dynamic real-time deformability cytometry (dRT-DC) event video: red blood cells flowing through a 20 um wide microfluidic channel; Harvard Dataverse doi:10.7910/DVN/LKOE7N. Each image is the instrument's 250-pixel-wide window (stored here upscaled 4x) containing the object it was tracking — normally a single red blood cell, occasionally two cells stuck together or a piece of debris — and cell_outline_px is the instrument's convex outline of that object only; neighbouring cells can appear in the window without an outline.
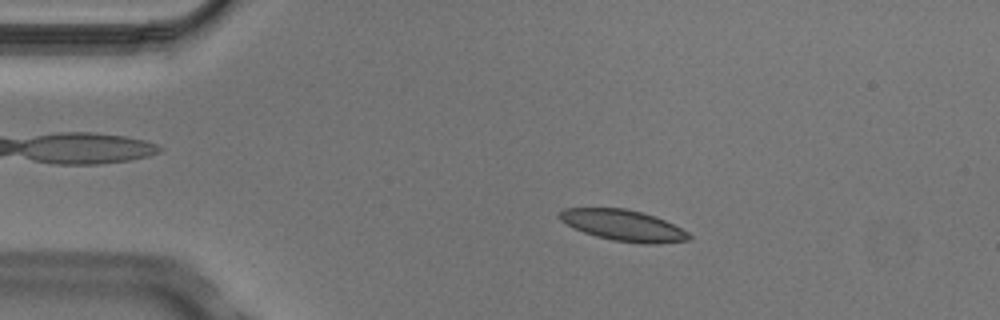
{"species": "Egyptian fruit bat (a non-hibernating species)", "species_latin": "Rousettus aegyptiacus", "temperature_condition": "cold", "stored_images_in_passage": 4, "camera_frame_rate_fps": 3000, "um_per_image_px": 0.085, "animal": {"sex": "male"}, "frame": {"image": 1, "passage_image": 2, "time_ms": 0.333, "image_size_px": [1000, 320], "cell_outline_px": [[692, 236], [688, 240], [656, 244], [644, 244], [612, 240], [596, 236], [584, 232], [560, 220], [556, 216], [564, 208], [624, 208], [640, 212], [664, 220], [688, 232]], "centroid_in_image_um": [52.97, 19.16], "position_along_channel_um": 32.0, "area_um2": 23.12}}
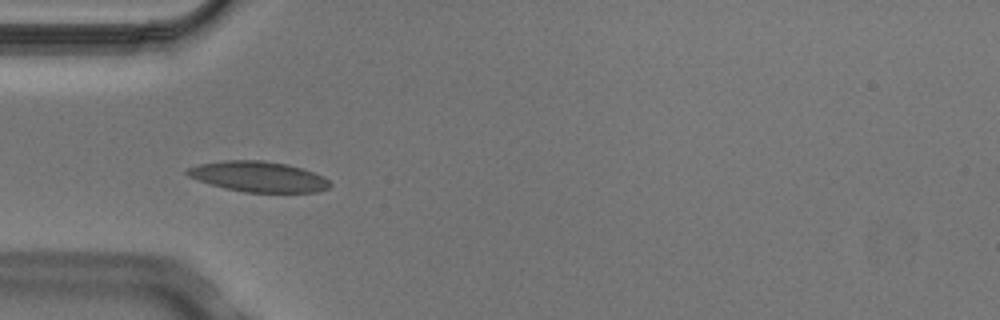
{"frame": {"image": 2, "passage_image": 3, "time_ms": 0.667, "image_size_px": [1000, 320], "cell_outline_px": [[332, 184], [328, 188], [320, 192], [244, 192], [224, 188], [188, 176], [184, 172], [188, 168], [200, 164], [224, 160], [260, 160], [288, 164], [324, 176]], "centroid_in_image_um": [21.99, 15.01], "position_along_channel_um": 63.0, "area_um2": 25.2}}